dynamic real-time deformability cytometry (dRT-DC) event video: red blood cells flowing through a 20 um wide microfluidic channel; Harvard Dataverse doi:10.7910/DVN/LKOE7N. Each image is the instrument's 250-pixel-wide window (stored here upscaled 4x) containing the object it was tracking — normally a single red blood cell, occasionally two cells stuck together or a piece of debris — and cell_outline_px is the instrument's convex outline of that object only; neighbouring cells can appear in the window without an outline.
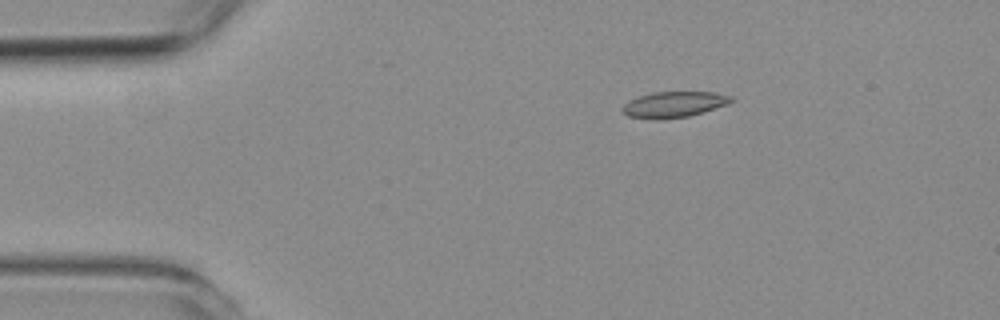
{"species": "common noctule bat (a hibernating species)", "species_latin": "Nyctalus noctula", "temperature_condition": "room temperature", "stored_images_in_passage": 49, "camera_frame_rate_fps": 3000, "um_per_image_px": 0.085, "animal": {"sex": "female", "body_mass_g": 19.3, "forearm_length_mm": 54.1}, "frame": {"image": 1, "passage_image": 1, "time_ms": 0.0, "image_size_px": [1000, 320], "cell_outline_px": [[732, 100], [728, 104], [688, 116], [656, 120], [652, 120], [628, 116], [620, 108], [628, 100], [652, 92], [716, 92], [732, 96]], "centroid_in_image_um": [57.24, 8.88], "position_along_channel_um": 27.8, "area_um2": 16.36}}
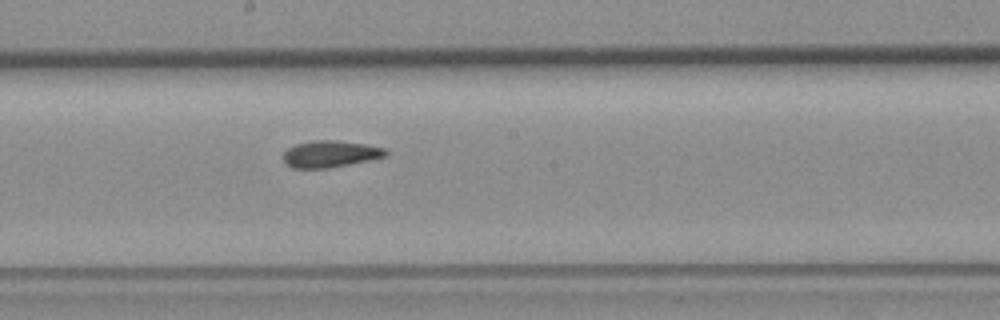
{"frame": {"image": 2, "passage_image": 22, "time_ms": 7.0, "image_size_px": [1000, 320], "cell_outline_px": [[388, 156], [328, 168], [292, 168], [284, 164], [284, 152], [288, 148], [296, 144], [312, 140], [336, 140], [364, 144], [384, 148], [388, 152]], "centroid_in_image_um": [28.05, 13.08], "position_along_channel_um": 220.2, "area_um2": 15.9}}
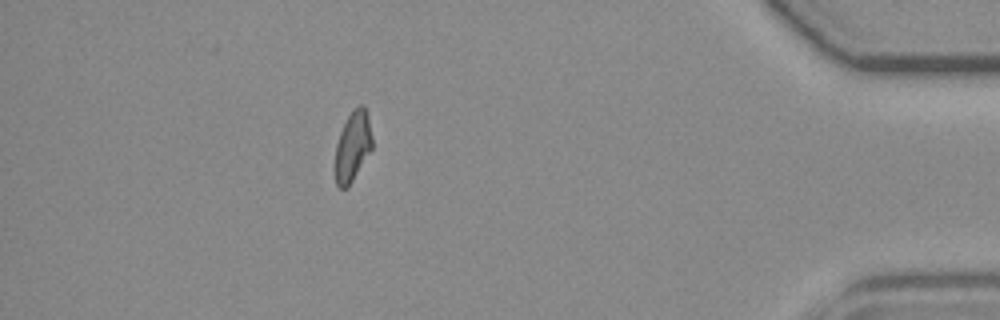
{"frame": {"image": 3, "passage_image": 42, "time_ms": 13.667, "image_size_px": [1000, 320], "cell_outline_px": [[372, 148], [348, 188], [340, 188], [336, 184], [336, 144], [340, 132], [352, 108], [360, 104], [364, 104], [368, 116], [372, 136]], "centroid_in_image_um": [29.99, 12.4], "position_along_channel_um": 405.2, "area_um2": 15.03}, "authors_computed_cell_mechanics": {"area_um2": 15.9528, "velocity_mm_per_s": 3.5731, "shape_relaxation_time_tau1_ms": 10.4457, "shape_relaxation_time_tau2_ms": 3.9489, "deformation_change_tau1": 0.1914, "deformation_change_tau2": 0.0873}}